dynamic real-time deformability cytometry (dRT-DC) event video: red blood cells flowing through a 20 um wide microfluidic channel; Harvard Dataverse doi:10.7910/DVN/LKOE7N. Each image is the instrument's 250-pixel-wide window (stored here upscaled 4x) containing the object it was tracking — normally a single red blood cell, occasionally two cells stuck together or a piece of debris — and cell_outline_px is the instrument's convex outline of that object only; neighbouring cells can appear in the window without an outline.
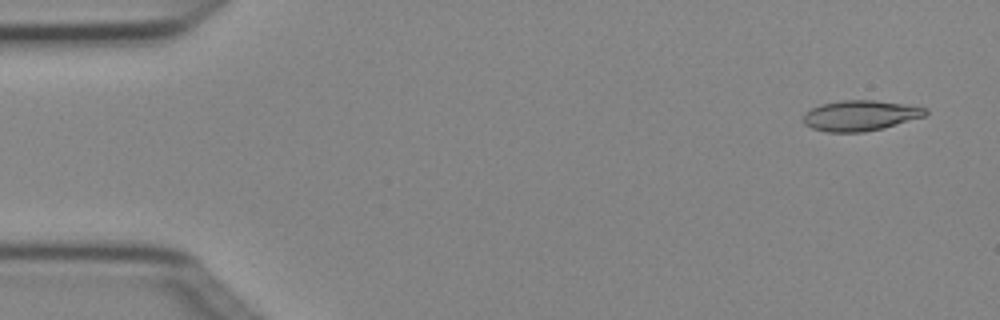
{"species": "Egyptian fruit bat (a non-hibernating species)", "species_latin": "Rousettus aegyptiacus", "temperature_condition": "cold", "stored_images_in_passage": 4, "camera_frame_rate_fps": 3000, "um_per_image_px": 0.085, "animal": {"sex": "female"}, "frame": {"image": 1, "passage_image": 1, "time_ms": 0.0, "image_size_px": [1000, 320], "cell_outline_px": [[928, 112], [924, 116], [884, 128], [864, 132], [828, 132], [812, 128], [804, 124], [804, 112], [820, 104], [844, 100], [876, 100], [904, 104], [928, 108]], "centroid_in_image_um": [73.12, 9.82], "position_along_channel_um": 11.9, "area_um2": 21.68}}
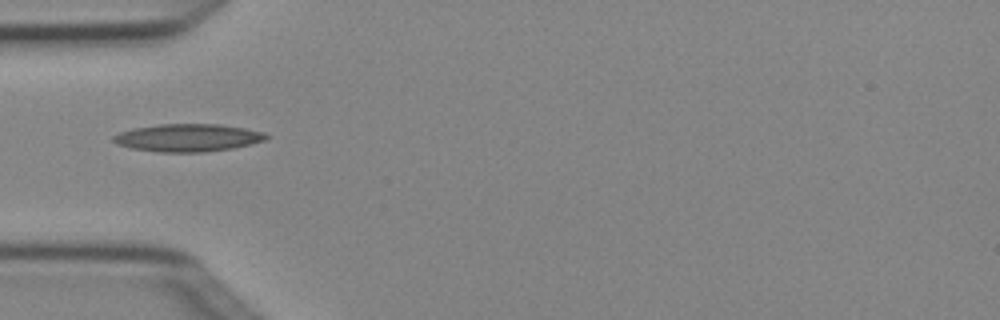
{"frame": {"image": 2, "passage_image": 4, "time_ms": 1.0, "image_size_px": [1000, 320], "cell_outline_px": [[272, 136], [264, 140], [252, 144], [232, 148], [204, 152], [160, 152], [132, 148], [116, 144], [112, 140], [112, 136], [120, 132], [132, 128], [160, 124], [220, 124], [244, 128], [264, 132]], "centroid_in_image_um": [15.98, 11.7], "position_along_channel_um": 69.0, "area_um2": 24.74}}